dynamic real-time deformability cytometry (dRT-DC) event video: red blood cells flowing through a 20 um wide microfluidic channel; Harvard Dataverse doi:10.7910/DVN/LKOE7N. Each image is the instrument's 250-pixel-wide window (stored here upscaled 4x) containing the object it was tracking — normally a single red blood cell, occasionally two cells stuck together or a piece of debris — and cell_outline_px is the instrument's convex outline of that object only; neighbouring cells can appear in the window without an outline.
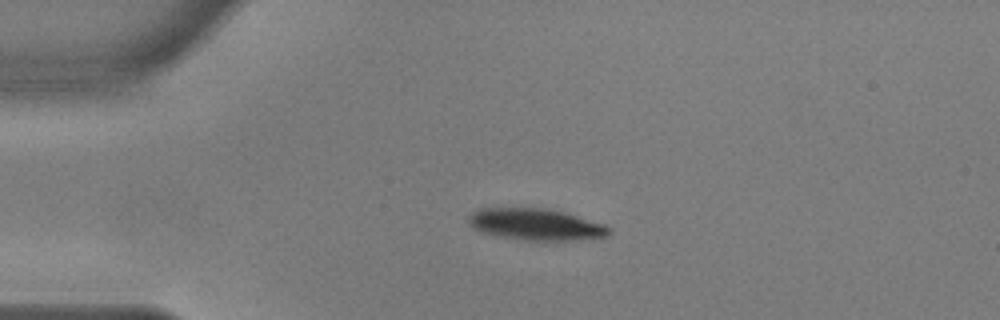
{"species": "common noctule bat (a hibernating species)", "species_latin": "Nyctalus noctula", "temperature_condition": "warm", "stored_images_in_passage": 43, "camera_frame_rate_fps": 3000, "um_per_image_px": 0.085, "animal": {"sex": "male", "body_mass_g": 17.9, "forearm_length_mm": 54.2}, "frame": {"image": 1, "passage_image": 1, "time_ms": 0.0, "image_size_px": [1000, 320], "cell_outline_px": [[612, 232], [608, 236], [572, 240], [524, 240], [480, 232], [472, 228], [468, 224], [468, 216], [472, 212], [480, 208], [544, 208], [564, 212], [604, 224], [612, 228]], "centroid_in_image_um": [45.53, 19.07], "position_along_channel_um": 39.5, "area_um2": 25.84}}
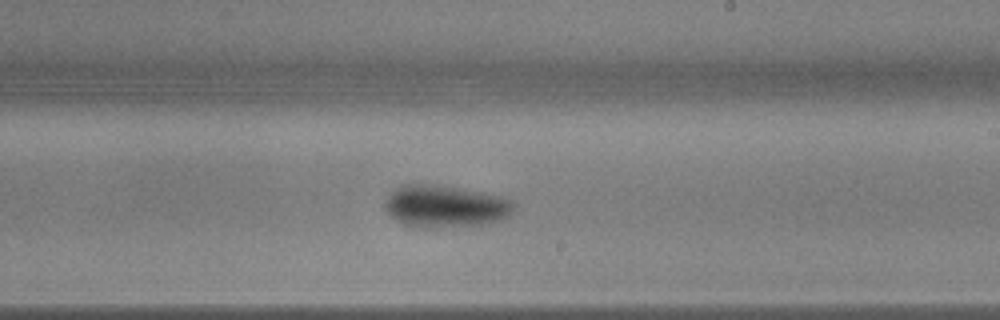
{"frame": {"image": 2, "passage_image": 21, "time_ms": 6.667, "image_size_px": [1000, 320], "cell_outline_px": [[516, 208], [508, 216], [500, 220], [480, 224], [404, 224], [392, 216], [384, 208], [384, 204], [388, 196], [396, 188], [404, 184], [432, 184], [456, 188], [500, 196], [512, 200], [516, 204]], "centroid_in_image_um": [37.88, 17.47], "position_along_channel_um": 251.1, "area_um2": 30.11}}
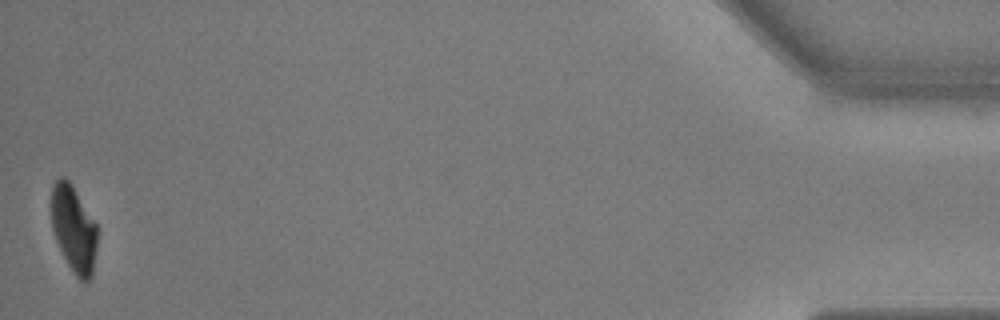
{"frame": {"image": 3, "passage_image": 43, "time_ms": 14.0, "image_size_px": [1000, 320], "cell_outline_px": [[96, 248], [92, 276], [84, 284], [76, 276], [68, 264], [56, 240], [52, 228], [52, 184], [60, 176], [64, 176], [68, 180], [96, 224]], "centroid_in_image_um": [6.26, 19.48], "position_along_channel_um": 428.9, "area_um2": 22.66}, "authors_computed_cell_mechanics": {"area_um2": 29.478, "velocity_mm_per_s": 3.6412, "shape_relaxation_time_tau1_ms": 3.6825, "shape_relaxation_time_tau2_ms": 2.6974, "deformation_change_tau1": 0.1614, "deformation_change_tau2": 0.0612}}